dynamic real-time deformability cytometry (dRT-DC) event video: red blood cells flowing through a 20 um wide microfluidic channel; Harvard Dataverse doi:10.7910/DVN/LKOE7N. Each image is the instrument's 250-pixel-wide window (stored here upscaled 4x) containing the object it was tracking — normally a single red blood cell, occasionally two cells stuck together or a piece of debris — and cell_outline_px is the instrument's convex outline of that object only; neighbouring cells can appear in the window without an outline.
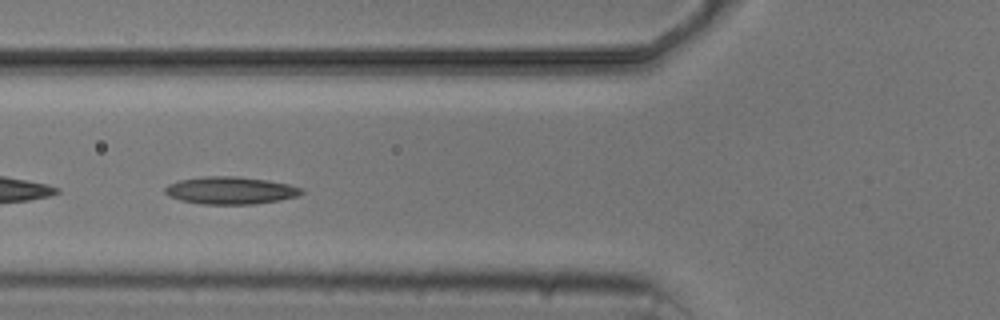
{"species": "common noctule bat (a hibernating species)", "species_latin": "Nyctalus noctula", "temperature_condition": "cold", "stored_images_in_passage": 9, "camera_frame_rate_fps": 3000, "um_per_image_px": 0.085, "animal": {"sex": "male", "body_mass_g": 20.5, "forearm_length_mm": 52.5}, "frame": {"image": 1, "passage_image": 4, "time_ms": 3.667, "image_size_px": [1000, 320], "cell_outline_px": [[304, 192], [300, 196], [280, 200], [252, 204], [204, 204], [180, 200], [168, 196], [164, 192], [164, 188], [168, 184], [176, 180], [204, 176], [236, 176], [268, 180], [288, 184], [304, 188]], "centroid_in_image_um": [19.59, 16.18], "position_along_channel_um": 106.2, "area_um2": 22.08}}
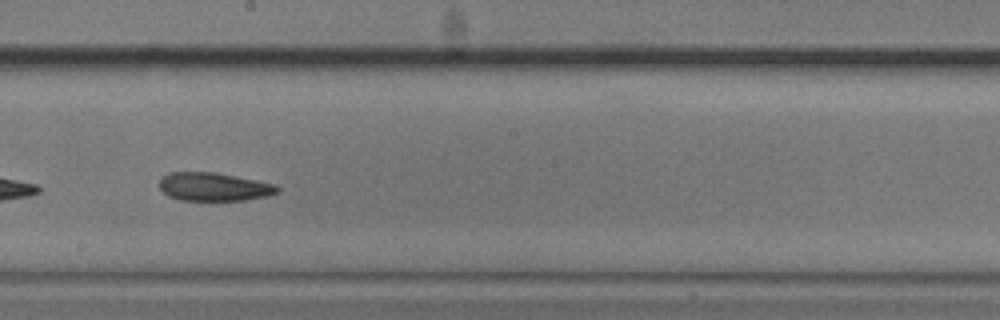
{"frame": {"image": 2, "passage_image": 7, "time_ms": 7.0, "image_size_px": [1000, 320], "cell_outline_px": [[280, 188], [276, 192], [268, 196], [244, 200], [180, 200], [168, 196], [160, 188], [160, 180], [168, 172], [216, 172], [276, 184]], "centroid_in_image_um": [18.18, 15.87], "position_along_channel_um": 230.0, "area_um2": 19.42}}
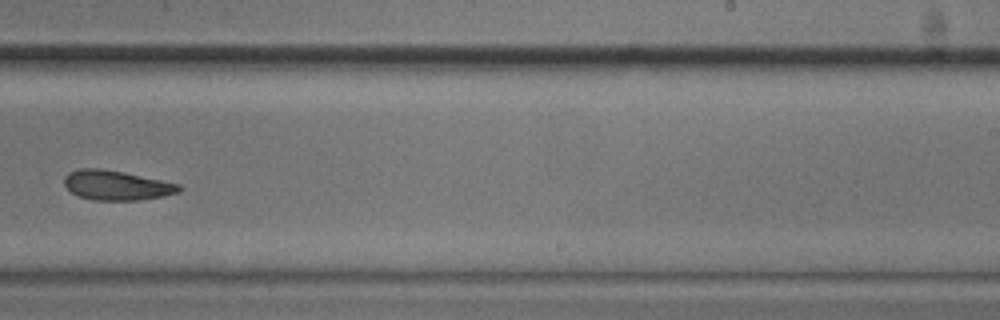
{"frame": {"image": 3, "passage_image": 8, "time_ms": 8.333, "image_size_px": [1000, 320], "cell_outline_px": [[184, 188], [180, 192], [160, 196], [136, 200], [92, 200], [80, 196], [72, 192], [64, 184], [64, 176], [68, 172], [80, 168], [100, 168], [124, 172], [180, 184]], "centroid_in_image_um": [9.9, 15.74], "position_along_channel_um": 279.1, "area_um2": 19.77}}